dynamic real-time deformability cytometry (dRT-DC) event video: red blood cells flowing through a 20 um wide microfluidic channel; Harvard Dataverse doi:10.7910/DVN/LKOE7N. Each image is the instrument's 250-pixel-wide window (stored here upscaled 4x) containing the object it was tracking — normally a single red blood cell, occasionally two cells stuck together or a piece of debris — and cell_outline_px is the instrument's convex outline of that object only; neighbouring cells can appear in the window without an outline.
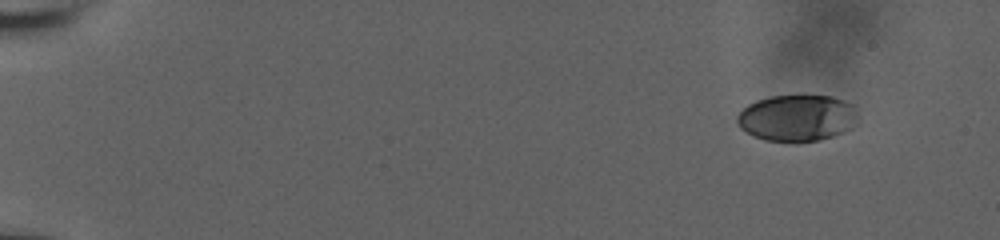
{"species": "human", "species_latin": "Homo sapiens", "temperature_condition": "room temperature", "stored_images_in_passage": 53, "camera_frame_rate_fps": 3000, "um_per_image_px": 0.085, "donor": {"sex": "male"}, "frame": {"image": 1, "passage_image": 1, "time_ms": 0.0, "image_size_px": [1000, 240], "cell_outline_px": [[856, 116], [852, 128], [832, 136], [820, 140], [764, 140], [740, 128], [736, 120], [736, 116], [748, 104], [756, 100], [772, 96], [832, 96], [856, 104]], "centroid_in_image_um": [67.76, 10.0], "position_along_channel_um": 17.2, "area_um2": 32.31}}
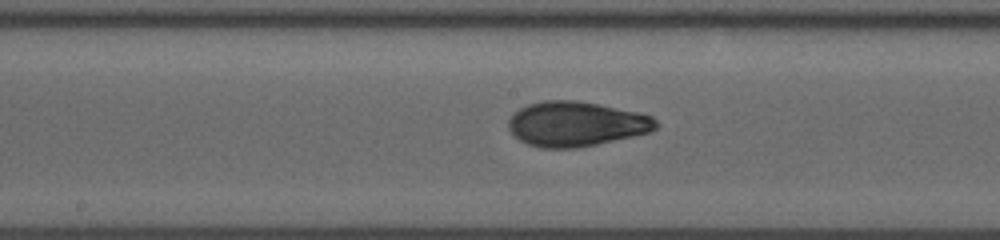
{"frame": {"image": 2, "passage_image": 28, "time_ms": 9.0, "image_size_px": [1000, 240], "cell_outline_px": [[660, 124], [656, 128], [648, 132], [632, 136], [596, 144], [576, 148], [540, 148], [528, 144], [520, 140], [508, 128], [508, 120], [512, 112], [528, 104], [544, 100], [576, 100], [640, 112], [652, 116]], "centroid_in_image_um": [48.95, 10.52], "position_along_channel_um": 199.2, "area_um2": 38.55}}
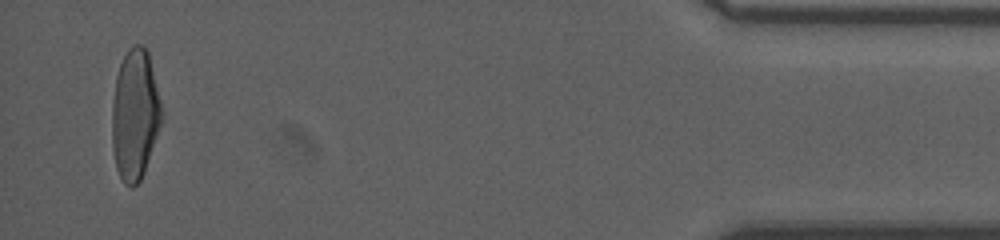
{"frame": {"image": 3, "passage_image": 51, "time_ms": 16.667, "image_size_px": [1000, 240], "cell_outline_px": [[164, 112], [144, 172], [140, 180], [132, 188], [124, 184], [116, 168], [112, 148], [112, 104], [116, 76], [120, 64], [128, 48], [132, 44], [140, 44], [148, 52]], "centroid_in_image_um": [11.46, 9.73], "position_along_channel_um": 423.7, "area_um2": 37.74}, "authors_computed_cell_mechanics": {"area_um2": 37.3388, "velocity_mm_per_s": 3.843, "shape_relaxation_time_tau1_ms": 5.9112, "shape_relaxation_time_tau2_ms": 1.295, "deformation_change_tau1": 0.1963, "deformation_change_tau2": 0.0616}}